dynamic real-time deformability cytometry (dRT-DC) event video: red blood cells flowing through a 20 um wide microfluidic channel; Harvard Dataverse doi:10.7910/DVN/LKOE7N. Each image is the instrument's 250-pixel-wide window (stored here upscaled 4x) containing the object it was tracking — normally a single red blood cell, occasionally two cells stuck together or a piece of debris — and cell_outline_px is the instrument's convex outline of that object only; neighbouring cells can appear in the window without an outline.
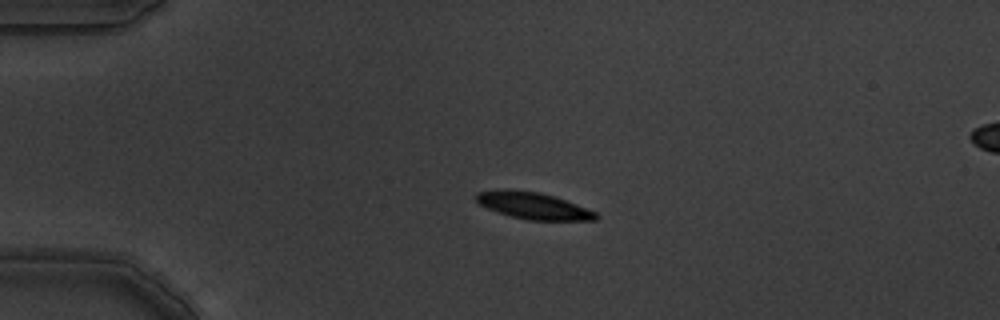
{"species": "common noctule bat (a hibernating species)", "species_latin": "Nyctalus noctula", "temperature_condition": "warm", "stored_images_in_passage": 12, "camera_frame_rate_fps": 3000, "um_per_image_px": 0.085, "animal": {"sex": "male", "body_mass_g": 19.5, "forearm_length_mm": 54.6}, "frame": {"image": 1, "passage_image": 1, "time_ms": 0.0, "image_size_px": [1000, 320], "cell_outline_px": [[600, 216], [596, 220], [528, 220], [496, 212], [480, 204], [476, 200], [476, 192], [504, 188], [540, 192], [556, 196], [596, 212]], "centroid_in_image_um": [45.32, 17.47], "position_along_channel_um": 39.7, "area_um2": 18.79}}
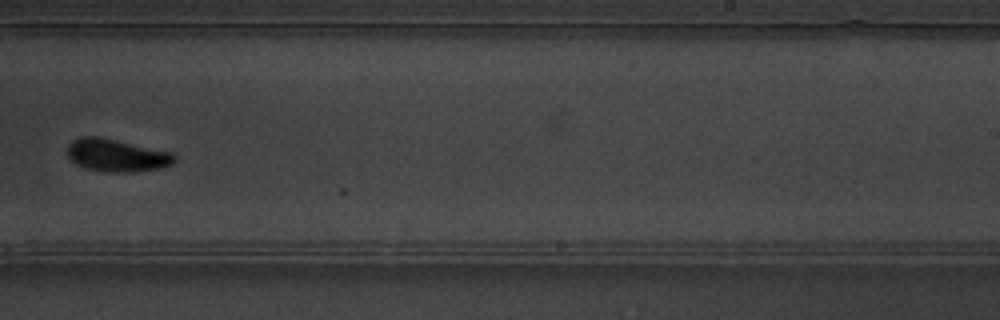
{"frame": {"image": 2, "passage_image": 7, "time_ms": 2.0, "image_size_px": [1000, 320], "cell_outline_px": [[176, 160], [172, 164], [160, 168], [132, 172], [112, 172], [88, 168], [76, 164], [68, 156], [68, 144], [72, 140], [80, 136], [100, 136], [172, 152], [176, 156]], "centroid_in_image_um": [9.93, 13.18], "position_along_channel_um": 279.1, "area_um2": 20.35}}
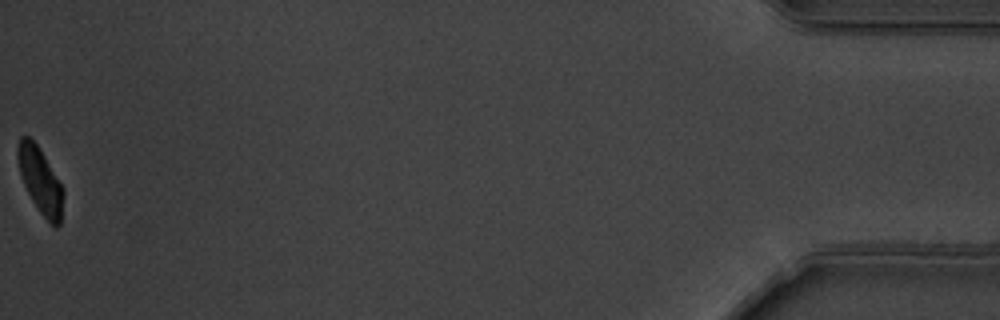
{"frame": {"image": 3, "passage_image": 12, "time_ms": 3.667, "image_size_px": [1000, 320], "cell_outline_px": [[64, 192], [60, 224], [56, 228], [40, 212], [32, 200], [20, 176], [16, 156], [16, 148], [20, 136], [28, 136], [36, 144], [44, 156], [64, 188]], "centroid_in_image_um": [3.41, 15.32], "position_along_channel_um": 431.8, "area_um2": 17.4}}